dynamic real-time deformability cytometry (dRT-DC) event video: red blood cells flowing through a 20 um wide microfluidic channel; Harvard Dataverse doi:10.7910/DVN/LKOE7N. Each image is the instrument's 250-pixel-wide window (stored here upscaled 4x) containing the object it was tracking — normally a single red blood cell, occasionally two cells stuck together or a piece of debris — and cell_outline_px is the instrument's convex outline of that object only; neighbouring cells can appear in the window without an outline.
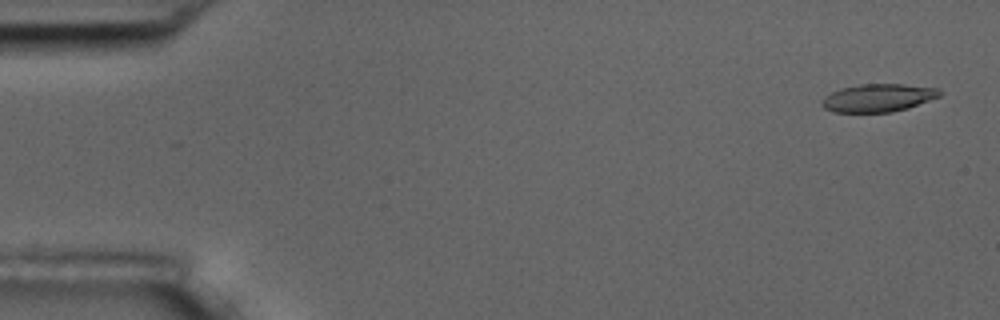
{"species": "common noctule bat (a hibernating species)", "species_latin": "Nyctalus noctula", "temperature_condition": "room temperature", "stored_images_in_passage": 3, "camera_frame_rate_fps": 3000, "um_per_image_px": 0.085, "animal": {"sex": "male", "body_mass_g": 17.5, "forearm_length_mm": 52.3}, "frame": {"image": 1, "passage_image": 1, "time_ms": 0.0, "image_size_px": [1000, 320], "cell_outline_px": [[944, 92], [940, 96], [908, 108], [892, 112], [832, 112], [824, 108], [820, 104], [820, 100], [824, 96], [840, 88], [860, 84], [904, 84], [936, 88]], "centroid_in_image_um": [74.61, 8.32], "position_along_channel_um": 10.4, "area_um2": 19.31}}